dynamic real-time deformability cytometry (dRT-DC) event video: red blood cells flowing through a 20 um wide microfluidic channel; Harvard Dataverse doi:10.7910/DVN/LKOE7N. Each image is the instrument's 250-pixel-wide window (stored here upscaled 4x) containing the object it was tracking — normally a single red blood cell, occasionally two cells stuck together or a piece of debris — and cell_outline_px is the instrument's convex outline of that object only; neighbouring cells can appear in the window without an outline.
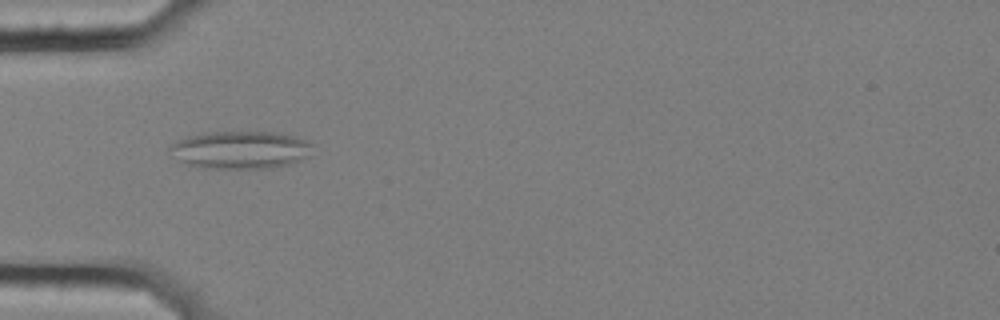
{"species": "common noctule bat (a hibernating species)", "species_latin": "Nyctalus noctula", "temperature_condition": "cold", "stored_images_in_passage": 7, "camera_frame_rate_fps": 3000, "um_per_image_px": 0.085, "animal": {"sex": "female", "body_mass_g": 25.1}, "frame": {"image": 1, "passage_image": 1, "time_ms": 0.0, "image_size_px": [1000, 320], "cell_outline_px": [[312, 144], [308, 156], [292, 164], [272, 168], [204, 168], [188, 164], [180, 160], [168, 148], [172, 144], [188, 136], [204, 132], [276, 132], [296, 136]], "centroid_in_image_um": [20.47, 12.74], "position_along_channel_um": 64.5, "area_um2": 31.15}}